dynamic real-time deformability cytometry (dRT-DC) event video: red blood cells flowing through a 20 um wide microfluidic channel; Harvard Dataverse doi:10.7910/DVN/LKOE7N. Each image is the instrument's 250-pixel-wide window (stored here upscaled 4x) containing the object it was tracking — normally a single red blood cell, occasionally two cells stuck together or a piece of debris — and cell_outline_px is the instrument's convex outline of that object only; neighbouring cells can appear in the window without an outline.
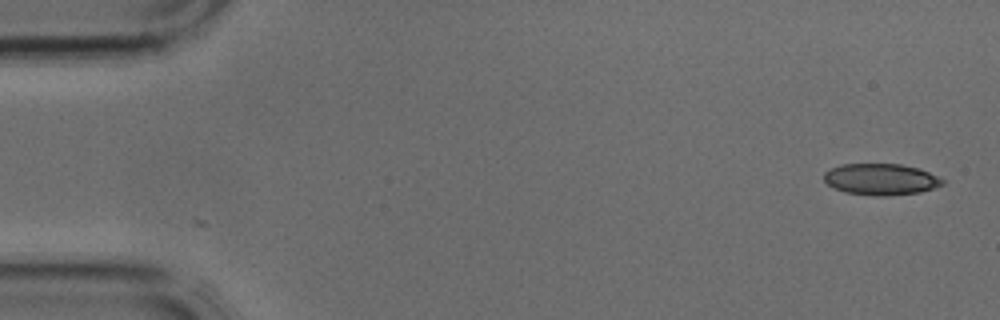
{"species": "common noctule bat (a hibernating species)", "species_latin": "Nyctalus noctula", "temperature_condition": "cold", "stored_images_in_passage": 4, "camera_frame_rate_fps": 3000, "um_per_image_px": 0.085, "animal": {"sex": "male", "body_mass_g": 17.9, "forearm_length_mm": 54.2}, "frame": {"image": 1, "passage_image": 1, "time_ms": 0.0, "image_size_px": [1000, 320], "cell_outline_px": [[944, 184], [920, 192], [884, 196], [880, 196], [844, 192], [828, 184], [824, 180], [824, 172], [840, 164], [900, 164], [920, 168], [944, 180]], "centroid_in_image_um": [74.87, 15.23], "position_along_channel_um": 10.1, "area_um2": 21.5}}